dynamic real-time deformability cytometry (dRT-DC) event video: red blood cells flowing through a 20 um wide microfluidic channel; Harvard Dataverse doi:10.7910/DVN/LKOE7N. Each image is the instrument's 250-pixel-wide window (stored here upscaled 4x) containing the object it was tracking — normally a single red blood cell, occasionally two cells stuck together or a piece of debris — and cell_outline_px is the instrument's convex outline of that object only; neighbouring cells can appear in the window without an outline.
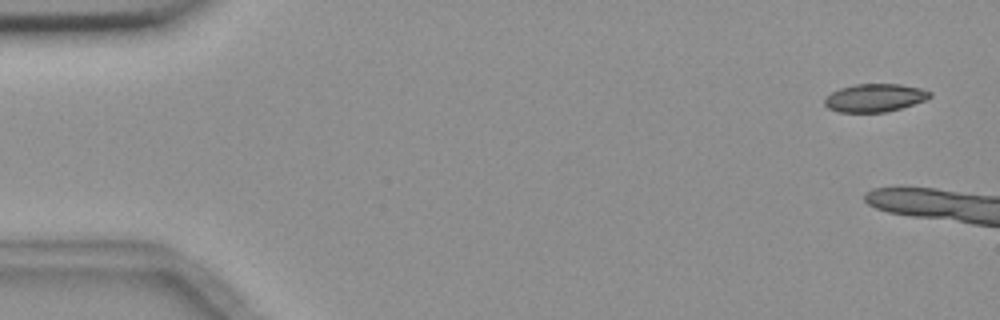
{"species": "common noctule bat (a hibernating species)", "species_latin": "Nyctalus noctula", "temperature_condition": "room temperature", "stored_images_in_passage": 4, "camera_frame_rate_fps": 3000, "um_per_image_px": 0.085, "animal": {"sex": "female", "body_mass_g": 18.4}, "frame": {"image": 1, "passage_image": 1, "time_ms": 0.0, "image_size_px": [1000, 320], "cell_outline_px": [[932, 96], [924, 100], [888, 112], [840, 112], [828, 108], [824, 104], [824, 100], [832, 92], [840, 88], [856, 84], [900, 84], [920, 88], [932, 92]], "centroid_in_image_um": [74.36, 8.31], "position_along_channel_um": 10.6, "area_um2": 17.05}}